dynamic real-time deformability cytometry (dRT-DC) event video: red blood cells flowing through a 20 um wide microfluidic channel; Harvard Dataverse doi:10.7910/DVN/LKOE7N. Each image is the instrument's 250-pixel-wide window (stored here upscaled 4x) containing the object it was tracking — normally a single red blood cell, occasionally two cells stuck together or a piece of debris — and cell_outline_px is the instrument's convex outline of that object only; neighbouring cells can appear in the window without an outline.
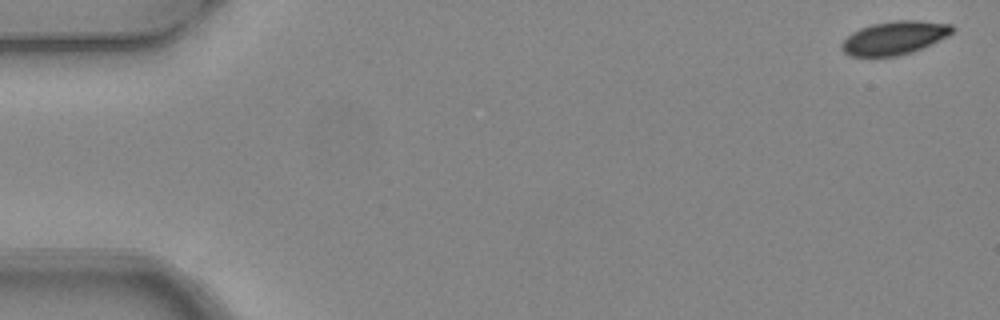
{"species": "common noctule bat (a hibernating species)", "species_latin": "Nyctalus noctula", "temperature_condition": "warm", "stored_images_in_passage": 4, "camera_frame_rate_fps": 3000, "um_per_image_px": 0.085, "animal": {"sex": "female", "body_mass_g": 24.6, "forearm_length_mm": 56.2}, "frame": {"image": 1, "passage_image": 1, "time_ms": 0.0, "image_size_px": [1000, 320], "cell_outline_px": [[956, 28], [948, 36], [912, 52], [896, 56], [848, 56], [840, 48], [840, 44], [852, 32], [860, 28], [872, 24], [896, 20], [920, 20], [952, 24]], "centroid_in_image_um": [76.03, 3.21], "position_along_channel_um": 9.0, "area_um2": 21.56}}
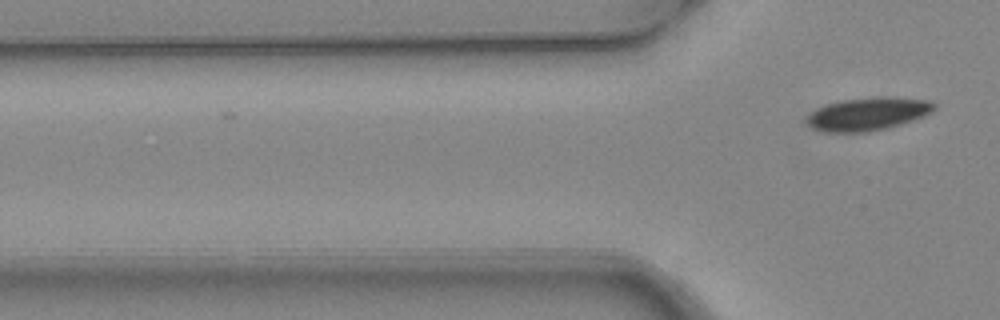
{"frame": {"image": 2, "passage_image": 4, "time_ms": 1.0, "image_size_px": [1000, 320], "cell_outline_px": [[936, 108], [932, 112], [924, 116], [888, 128], [868, 132], [824, 132], [812, 128], [804, 120], [812, 112], [828, 104], [844, 100], [880, 96], [892, 96], [928, 100], [936, 104]], "centroid_in_image_um": [73.81, 9.68], "position_along_channel_um": 52.0, "area_um2": 24.51}}